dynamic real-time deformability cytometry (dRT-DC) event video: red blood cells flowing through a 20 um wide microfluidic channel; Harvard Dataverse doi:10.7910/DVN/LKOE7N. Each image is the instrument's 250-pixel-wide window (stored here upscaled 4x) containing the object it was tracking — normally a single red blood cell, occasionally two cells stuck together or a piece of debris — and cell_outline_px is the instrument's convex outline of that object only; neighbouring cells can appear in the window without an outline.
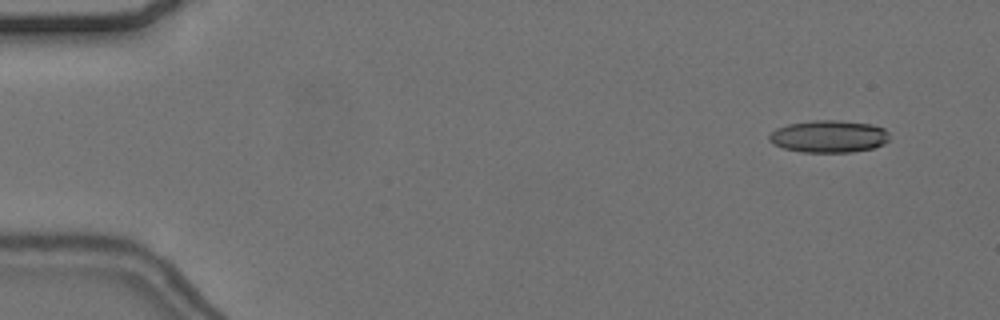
{"species": "common noctule bat (a hibernating species)", "species_latin": "Nyctalus noctula", "temperature_condition": "cold", "stored_images_in_passage": 9, "camera_frame_rate_fps": 3000, "um_per_image_px": 0.085, "animal": {"sex": "female", "body_mass_g": 24.6, "forearm_length_mm": 56.2}, "frame": {"image": 1, "passage_image": 1, "time_ms": 0.0, "image_size_px": [1000, 320], "cell_outline_px": [[888, 140], [884, 144], [872, 148], [852, 152], [800, 152], [784, 148], [772, 144], [768, 140], [768, 136], [776, 128], [788, 124], [812, 120], [840, 120], [872, 124], [884, 128], [888, 132]], "centroid_in_image_um": [70.43, 11.59], "position_along_channel_um": 14.6, "area_um2": 22.77}}